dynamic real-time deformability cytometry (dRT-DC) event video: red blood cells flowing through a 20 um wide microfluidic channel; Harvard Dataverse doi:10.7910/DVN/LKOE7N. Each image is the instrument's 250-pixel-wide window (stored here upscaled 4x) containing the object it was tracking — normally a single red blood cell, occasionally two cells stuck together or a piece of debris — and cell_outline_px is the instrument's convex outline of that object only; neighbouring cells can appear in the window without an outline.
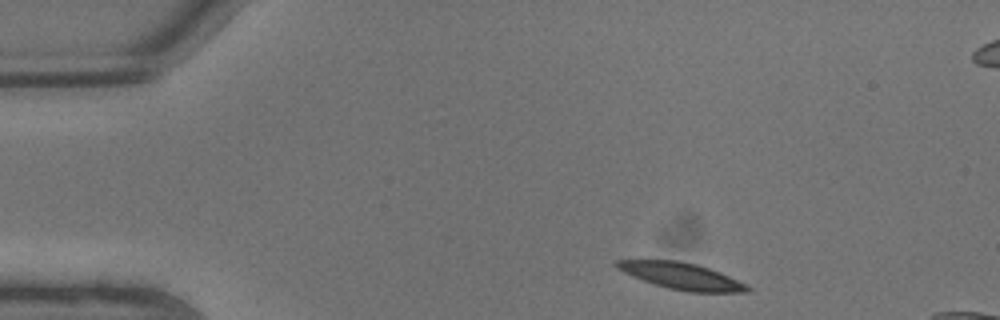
{"species": "common noctule bat (a hibernating species)", "species_latin": "Nyctalus noctula", "temperature_condition": "warm", "stored_images_in_passage": 5, "camera_frame_rate_fps": 3000, "um_per_image_px": 0.085, "animal": {"sex": "male", "body_mass_g": 13.3}, "frame": {"image": 1, "passage_image": 1, "time_ms": 0.0, "image_size_px": [1000, 320], "cell_outline_px": [[752, 288], [748, 292], [688, 292], [668, 288], [632, 276], [616, 268], [612, 264], [616, 260], [676, 260], [696, 264], [720, 272], [748, 284]], "centroid_in_image_um": [57.95, 23.46], "position_along_channel_um": 27.1, "area_um2": 20.23}}
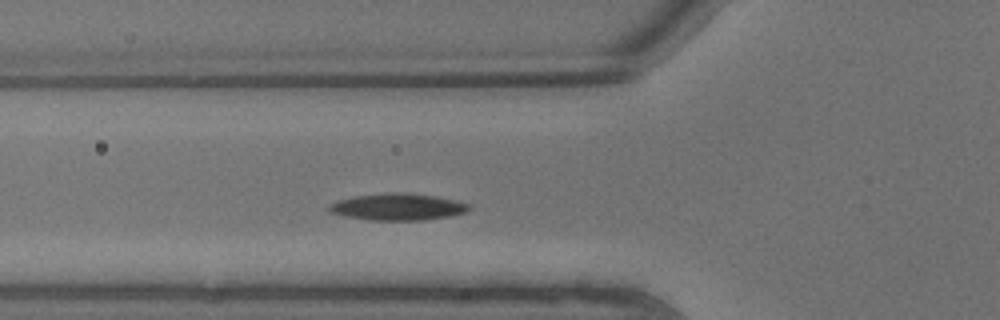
{"frame": {"image": 2, "passage_image": 5, "time_ms": 1.333, "image_size_px": [1000, 320], "cell_outline_px": [[472, 208], [464, 212], [448, 216], [424, 220], [368, 220], [344, 216], [332, 212], [328, 208], [328, 204], [340, 200], [356, 196], [388, 192], [404, 192], [432, 196], [456, 200], [472, 204]], "centroid_in_image_um": [33.83, 17.58], "position_along_channel_um": 92.0, "area_um2": 21.73}}